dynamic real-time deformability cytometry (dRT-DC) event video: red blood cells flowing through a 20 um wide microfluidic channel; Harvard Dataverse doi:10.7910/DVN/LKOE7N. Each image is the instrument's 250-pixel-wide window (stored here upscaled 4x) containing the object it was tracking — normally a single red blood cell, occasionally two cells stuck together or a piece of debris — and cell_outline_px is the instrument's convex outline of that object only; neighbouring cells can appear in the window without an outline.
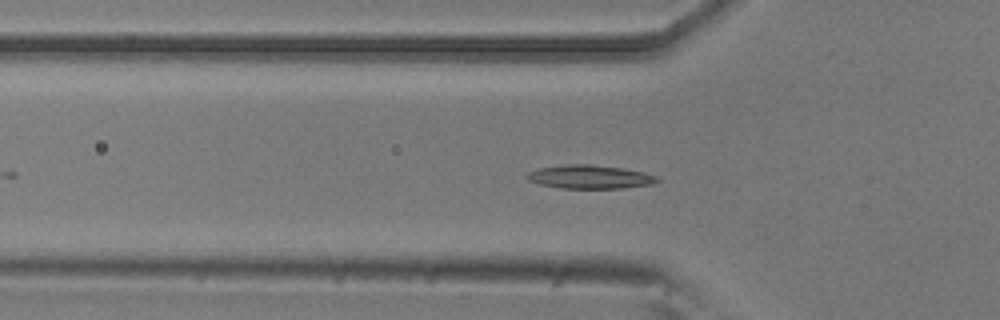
{"species": "common noctule bat (a hibernating species)", "species_latin": "Nyctalus noctula", "temperature_condition": "room temperature", "stored_images_in_passage": 26, "camera_frame_rate_fps": 3000, "um_per_image_px": 0.085, "animal": {"sex": "male", "body_mass_g": 20.5, "forearm_length_mm": 52.5}, "frame": {"image": 1, "passage_image": 17, "time_ms": 5.333, "image_size_px": [1000, 320], "cell_outline_px": [[660, 180], [652, 184], [620, 188], [560, 188], [540, 184], [528, 180], [524, 176], [528, 172], [540, 168], [568, 164], [592, 164], [624, 168], [644, 172], [656, 176]], "centroid_in_image_um": [50.13, 15.03], "position_along_channel_um": 75.7, "area_um2": 17.86}}
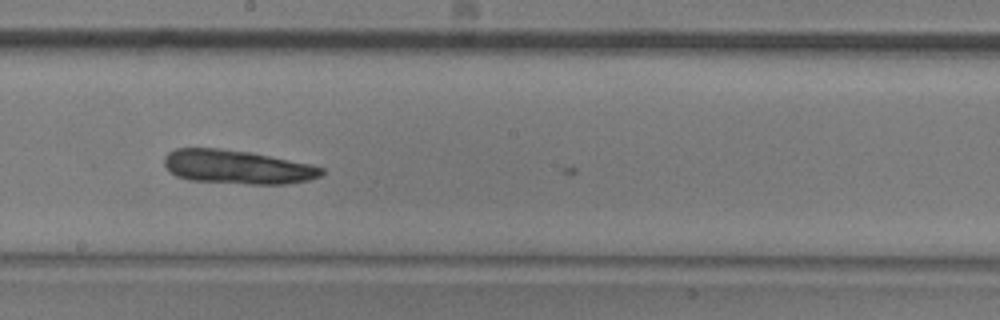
{"frame": {"image": 2, "passage_image": 23, "time_ms": 7.333, "image_size_px": [1000, 320], "cell_outline_px": [[324, 172], [320, 176], [308, 180], [288, 184], [248, 184], [188, 180], [176, 176], [164, 164], [164, 156], [168, 152], [176, 148], [220, 148], [252, 152], [312, 164], [324, 168]], "centroid_in_image_um": [20.18, 14.19], "position_along_channel_um": 228.0, "area_um2": 31.27}}